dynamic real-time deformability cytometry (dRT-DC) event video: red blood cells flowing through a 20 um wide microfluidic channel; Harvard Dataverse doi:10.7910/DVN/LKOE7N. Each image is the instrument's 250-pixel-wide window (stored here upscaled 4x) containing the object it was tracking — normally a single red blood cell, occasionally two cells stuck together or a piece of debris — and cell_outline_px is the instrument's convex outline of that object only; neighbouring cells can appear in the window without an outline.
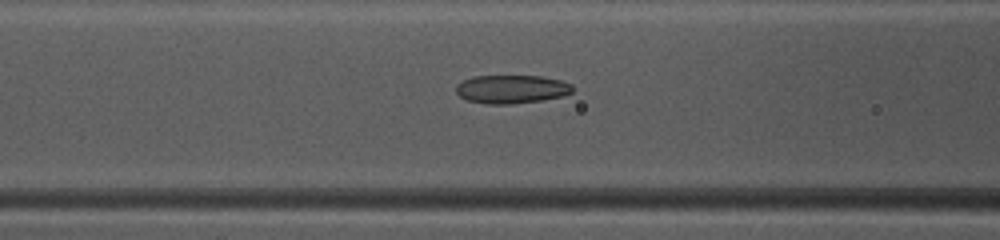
{"species": "common noctule bat (a hibernating species)", "species_latin": "Nyctalus noctula", "temperature_condition": "warm", "stored_images_in_passage": 42, "camera_frame_rate_fps": 3000, "um_per_image_px": 0.085, "animal": {"sex": "female", "body_mass_g": 10.0, "forearm_length_mm": 53.1}, "frame": {"image": 1, "passage_image": 14, "time_ms": 4.333, "image_size_px": [1000, 240], "cell_outline_px": [[576, 88], [572, 92], [564, 96], [540, 100], [512, 104], [488, 104], [468, 100], [460, 96], [456, 92], [456, 84], [472, 76], [544, 76], [560, 80], [572, 84]], "centroid_in_image_um": [43.52, 7.57], "position_along_channel_um": 123.1, "area_um2": 19.42}}
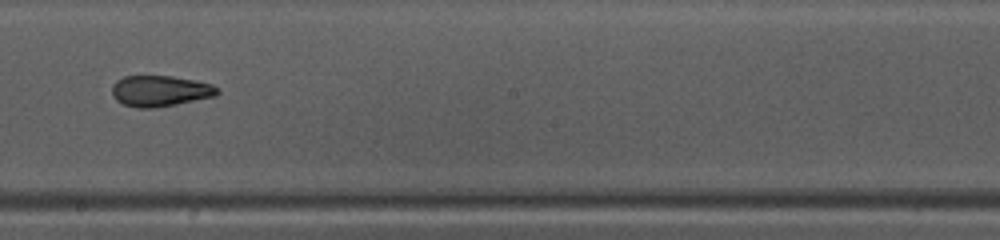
{"frame": {"image": 2, "passage_image": 22, "time_ms": 7.0, "image_size_px": [1000, 240], "cell_outline_px": [[220, 92], [216, 96], [156, 108], [136, 108], [124, 104], [116, 100], [112, 96], [112, 84], [116, 80], [124, 76], [172, 76], [196, 80], [212, 84]], "centroid_in_image_um": [13.59, 7.73], "position_along_channel_um": 234.6, "area_um2": 19.13}}
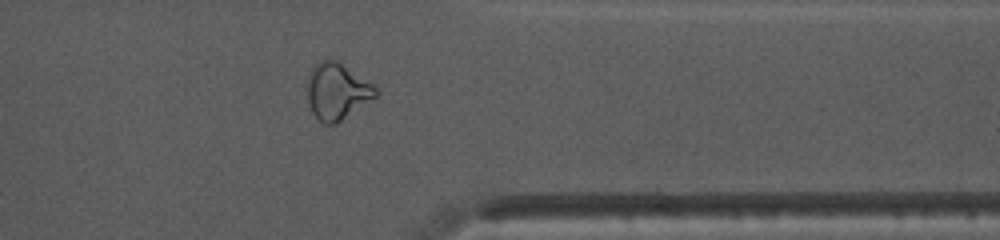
{"frame": {"image": 3, "passage_image": 33, "time_ms": 10.667, "image_size_px": [1000, 240], "cell_outline_px": [[380, 92], [376, 96], [336, 124], [324, 124], [312, 112], [308, 100], [308, 76], [312, 68], [324, 56], [336, 60], [372, 84]], "centroid_in_image_um": [28.63, 7.74], "position_along_channel_um": 382.8, "area_um2": 22.25}, "authors_computed_cell_mechanics": {"area_um2": 19.7676, "velocity_mm_per_s": 4.1753, "shape_relaxation_time_tau1_ms": 11.1996, "shape_relaxation_time_tau2_ms": 2.0507, "deformation_change_tau1": 0.2883, "deformation_change_tau2": 0.078}}